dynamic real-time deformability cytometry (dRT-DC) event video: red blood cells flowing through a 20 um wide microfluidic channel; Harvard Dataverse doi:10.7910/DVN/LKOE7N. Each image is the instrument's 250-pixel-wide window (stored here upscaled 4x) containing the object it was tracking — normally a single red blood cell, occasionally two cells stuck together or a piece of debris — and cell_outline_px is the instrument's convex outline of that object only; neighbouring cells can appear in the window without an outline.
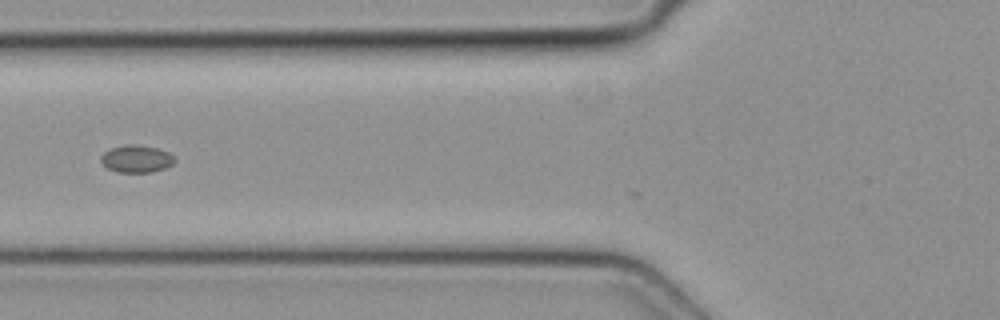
{"species": "common noctule bat (a hibernating species)", "species_latin": "Nyctalus noctula", "temperature_condition": "cold", "stored_images_in_passage": 3, "camera_frame_rate_fps": 3000, "um_per_image_px": 0.085, "animal": {"sex": "female", "body_mass_g": 19.3, "forearm_length_mm": 54.1}, "frame": {"image": 1, "passage_image": 2, "time_ms": 0.333, "image_size_px": [1000, 320], "cell_outline_px": [[176, 160], [172, 164], [164, 168], [152, 172], [116, 172], [108, 168], [100, 160], [100, 156], [104, 152], [112, 148], [124, 144], [136, 144], [156, 148], [168, 152]], "centroid_in_image_um": [11.58, 13.49], "position_along_channel_um": 114.2, "area_um2": 11.68}}